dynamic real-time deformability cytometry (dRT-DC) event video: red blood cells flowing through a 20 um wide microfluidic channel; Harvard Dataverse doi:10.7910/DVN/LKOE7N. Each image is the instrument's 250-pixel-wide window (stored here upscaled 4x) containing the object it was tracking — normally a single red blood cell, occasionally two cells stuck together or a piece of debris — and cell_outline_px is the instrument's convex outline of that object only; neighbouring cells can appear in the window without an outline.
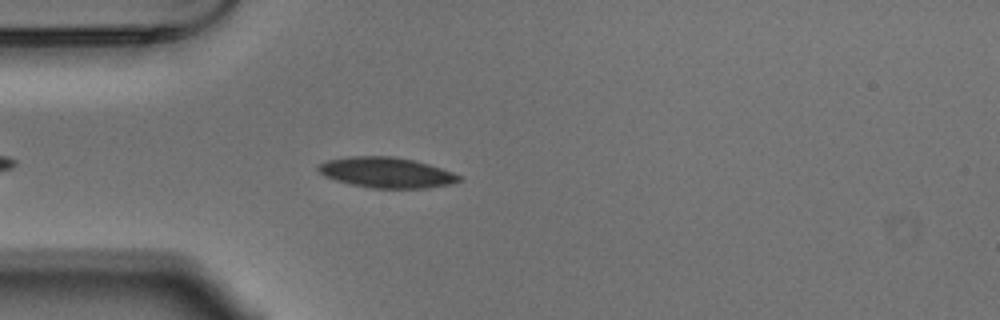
{"species": "Egyptian fruit bat (a non-hibernating species)", "species_latin": "Rousettus aegyptiacus", "temperature_condition": "warm", "stored_images_in_passage": 30, "camera_frame_rate_fps": 3000, "um_per_image_px": 0.085, "animal": {"sex": "male"}, "frame": {"image": 1, "passage_image": 6, "time_ms": 1.667, "image_size_px": [1000, 320], "cell_outline_px": [[464, 180], [452, 184], [428, 188], [372, 188], [352, 184], [336, 180], [324, 176], [316, 168], [320, 164], [328, 160], [352, 156], [392, 156], [412, 160], [428, 164], [452, 172], [460, 176]], "centroid_in_image_um": [32.88, 14.67], "position_along_channel_um": 52.1, "area_um2": 24.85}}
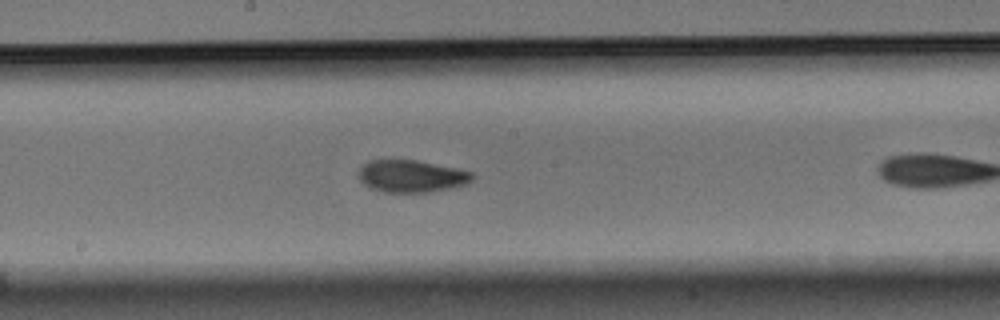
{"frame": {"image": 2, "passage_image": 16, "time_ms": 5.0, "image_size_px": [1000, 320], "cell_outline_px": [[476, 176], [468, 184], [432, 192], [384, 192], [368, 188], [360, 180], [360, 168], [368, 160], [416, 160], [456, 168], [472, 172]], "centroid_in_image_um": [35.0, 14.98], "position_along_channel_um": 213.2, "area_um2": 21.44}}
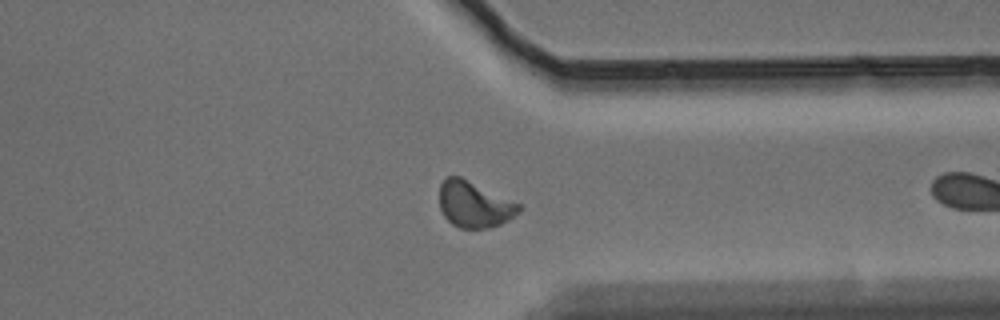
{"frame": {"image": 3, "passage_image": 29, "time_ms": 9.333, "image_size_px": [1000, 320], "cell_outline_px": [[520, 212], [500, 224], [488, 228], [460, 228], [452, 224], [444, 216], [440, 208], [440, 184], [448, 176], [460, 176], [520, 204]], "centroid_in_image_um": [40.29, 17.38], "position_along_channel_um": 371.1, "area_um2": 21.1}}